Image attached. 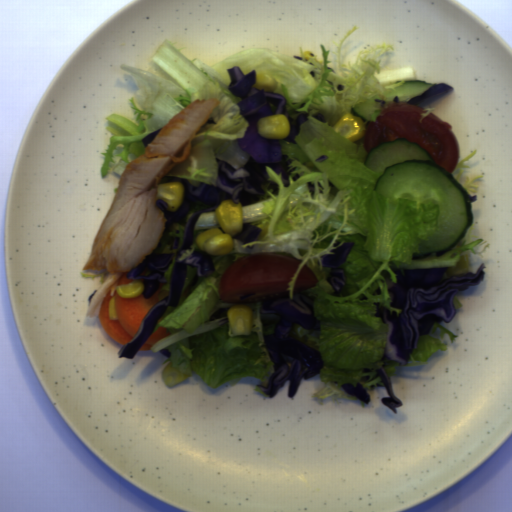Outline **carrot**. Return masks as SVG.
Segmentation results:
<instances>
[{
	"label": "carrot",
	"mask_w": 512,
	"mask_h": 512,
	"mask_svg": "<svg viewBox=\"0 0 512 512\" xmlns=\"http://www.w3.org/2000/svg\"><path fill=\"white\" fill-rule=\"evenodd\" d=\"M171 335L170 331L167 332V328L159 327L155 332H152L145 343L139 350H151V347L162 340L164 337ZM138 350V351H139Z\"/></svg>",
	"instance_id": "cead05ca"
},
{
	"label": "carrot",
	"mask_w": 512,
	"mask_h": 512,
	"mask_svg": "<svg viewBox=\"0 0 512 512\" xmlns=\"http://www.w3.org/2000/svg\"><path fill=\"white\" fill-rule=\"evenodd\" d=\"M163 283L159 282L158 290L149 298H144L143 293L136 298H122L117 294V289L111 296V290L102 299L98 319L105 333L121 345L129 343L139 331L143 320L149 310L158 303L159 294ZM115 296L118 320H109L107 306Z\"/></svg>",
	"instance_id": "b8716197"
},
{
	"label": "carrot",
	"mask_w": 512,
	"mask_h": 512,
	"mask_svg": "<svg viewBox=\"0 0 512 512\" xmlns=\"http://www.w3.org/2000/svg\"><path fill=\"white\" fill-rule=\"evenodd\" d=\"M129 272H130V271H125V272H123V273H122V275H121V277H120V279H119V281H118V283H117L118 287H119V286H122V285H126V284H128V283H131V282H133V281H136V280L127 279V274H128Z\"/></svg>",
	"instance_id": "1c9b5961"
}]
</instances>
